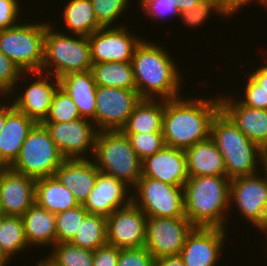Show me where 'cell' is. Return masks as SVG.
<instances>
[{
	"mask_svg": "<svg viewBox=\"0 0 267 266\" xmlns=\"http://www.w3.org/2000/svg\"><path fill=\"white\" fill-rule=\"evenodd\" d=\"M220 111L219 96L213 99L164 100L162 133L165 146L186 150L210 137L213 118Z\"/></svg>",
	"mask_w": 267,
	"mask_h": 266,
	"instance_id": "obj_1",
	"label": "cell"
},
{
	"mask_svg": "<svg viewBox=\"0 0 267 266\" xmlns=\"http://www.w3.org/2000/svg\"><path fill=\"white\" fill-rule=\"evenodd\" d=\"M155 44L145 39L135 48L131 62L136 90L141 99L179 97L183 80L180 69L168 50Z\"/></svg>",
	"mask_w": 267,
	"mask_h": 266,
	"instance_id": "obj_2",
	"label": "cell"
},
{
	"mask_svg": "<svg viewBox=\"0 0 267 266\" xmlns=\"http://www.w3.org/2000/svg\"><path fill=\"white\" fill-rule=\"evenodd\" d=\"M230 182L227 176L189 177L184 189V211L195 227L226 229L230 205Z\"/></svg>",
	"mask_w": 267,
	"mask_h": 266,
	"instance_id": "obj_3",
	"label": "cell"
},
{
	"mask_svg": "<svg viewBox=\"0 0 267 266\" xmlns=\"http://www.w3.org/2000/svg\"><path fill=\"white\" fill-rule=\"evenodd\" d=\"M210 137L223 156L226 176L230 180L263 171L259 169L262 165L261 148L250 141L221 110L212 120Z\"/></svg>",
	"mask_w": 267,
	"mask_h": 266,
	"instance_id": "obj_4",
	"label": "cell"
},
{
	"mask_svg": "<svg viewBox=\"0 0 267 266\" xmlns=\"http://www.w3.org/2000/svg\"><path fill=\"white\" fill-rule=\"evenodd\" d=\"M92 157L100 172L125 182L131 189L142 176V161L122 130L98 131Z\"/></svg>",
	"mask_w": 267,
	"mask_h": 266,
	"instance_id": "obj_5",
	"label": "cell"
},
{
	"mask_svg": "<svg viewBox=\"0 0 267 266\" xmlns=\"http://www.w3.org/2000/svg\"><path fill=\"white\" fill-rule=\"evenodd\" d=\"M53 27L51 22L46 27L41 72L59 79L68 73L91 70L93 63L88 36H69Z\"/></svg>",
	"mask_w": 267,
	"mask_h": 266,
	"instance_id": "obj_6",
	"label": "cell"
},
{
	"mask_svg": "<svg viewBox=\"0 0 267 266\" xmlns=\"http://www.w3.org/2000/svg\"><path fill=\"white\" fill-rule=\"evenodd\" d=\"M48 24V21H29L0 31V51L22 72L41 71L44 61V37Z\"/></svg>",
	"mask_w": 267,
	"mask_h": 266,
	"instance_id": "obj_7",
	"label": "cell"
},
{
	"mask_svg": "<svg viewBox=\"0 0 267 266\" xmlns=\"http://www.w3.org/2000/svg\"><path fill=\"white\" fill-rule=\"evenodd\" d=\"M65 157L51 139L42 123H36L20 149L16 160L9 166L13 171L37 180L53 176Z\"/></svg>",
	"mask_w": 267,
	"mask_h": 266,
	"instance_id": "obj_8",
	"label": "cell"
},
{
	"mask_svg": "<svg viewBox=\"0 0 267 266\" xmlns=\"http://www.w3.org/2000/svg\"><path fill=\"white\" fill-rule=\"evenodd\" d=\"M132 189H135L132 192V203L139 207L147 218L186 217L183 187L141 176Z\"/></svg>",
	"mask_w": 267,
	"mask_h": 266,
	"instance_id": "obj_9",
	"label": "cell"
},
{
	"mask_svg": "<svg viewBox=\"0 0 267 266\" xmlns=\"http://www.w3.org/2000/svg\"><path fill=\"white\" fill-rule=\"evenodd\" d=\"M263 171V176L256 173L230 182V205L235 203L244 219L257 230L267 227V173Z\"/></svg>",
	"mask_w": 267,
	"mask_h": 266,
	"instance_id": "obj_10",
	"label": "cell"
},
{
	"mask_svg": "<svg viewBox=\"0 0 267 266\" xmlns=\"http://www.w3.org/2000/svg\"><path fill=\"white\" fill-rule=\"evenodd\" d=\"M140 100L136 89L97 86L92 122L98 131L121 130Z\"/></svg>",
	"mask_w": 267,
	"mask_h": 266,
	"instance_id": "obj_11",
	"label": "cell"
},
{
	"mask_svg": "<svg viewBox=\"0 0 267 266\" xmlns=\"http://www.w3.org/2000/svg\"><path fill=\"white\" fill-rule=\"evenodd\" d=\"M194 227L187 217L147 218L144 247L155 259L179 255Z\"/></svg>",
	"mask_w": 267,
	"mask_h": 266,
	"instance_id": "obj_12",
	"label": "cell"
},
{
	"mask_svg": "<svg viewBox=\"0 0 267 266\" xmlns=\"http://www.w3.org/2000/svg\"><path fill=\"white\" fill-rule=\"evenodd\" d=\"M65 159L89 158L94 154L98 130L91 120L79 118L70 122H42ZM90 150V151H89Z\"/></svg>",
	"mask_w": 267,
	"mask_h": 266,
	"instance_id": "obj_13",
	"label": "cell"
},
{
	"mask_svg": "<svg viewBox=\"0 0 267 266\" xmlns=\"http://www.w3.org/2000/svg\"><path fill=\"white\" fill-rule=\"evenodd\" d=\"M123 25L102 27L88 36L92 63L132 60L135 48L143 39L128 32V27Z\"/></svg>",
	"mask_w": 267,
	"mask_h": 266,
	"instance_id": "obj_14",
	"label": "cell"
},
{
	"mask_svg": "<svg viewBox=\"0 0 267 266\" xmlns=\"http://www.w3.org/2000/svg\"><path fill=\"white\" fill-rule=\"evenodd\" d=\"M147 216L133 203L115 210L106 218L107 244L117 248L145 245Z\"/></svg>",
	"mask_w": 267,
	"mask_h": 266,
	"instance_id": "obj_15",
	"label": "cell"
},
{
	"mask_svg": "<svg viewBox=\"0 0 267 266\" xmlns=\"http://www.w3.org/2000/svg\"><path fill=\"white\" fill-rule=\"evenodd\" d=\"M227 231L216 227H194L180 252L185 266H217Z\"/></svg>",
	"mask_w": 267,
	"mask_h": 266,
	"instance_id": "obj_16",
	"label": "cell"
},
{
	"mask_svg": "<svg viewBox=\"0 0 267 266\" xmlns=\"http://www.w3.org/2000/svg\"><path fill=\"white\" fill-rule=\"evenodd\" d=\"M29 74L36 79L32 80L23 92L19 93L18 89V93H15L17 96L12 102L17 110L36 123H42L49 113L53 95L60 86L59 79L41 71Z\"/></svg>",
	"mask_w": 267,
	"mask_h": 266,
	"instance_id": "obj_17",
	"label": "cell"
},
{
	"mask_svg": "<svg viewBox=\"0 0 267 266\" xmlns=\"http://www.w3.org/2000/svg\"><path fill=\"white\" fill-rule=\"evenodd\" d=\"M129 190L131 191L129 192ZM131 203V187L111 175L99 172L95 187L89 193L83 206L89 214L107 218L115 210L124 208Z\"/></svg>",
	"mask_w": 267,
	"mask_h": 266,
	"instance_id": "obj_18",
	"label": "cell"
},
{
	"mask_svg": "<svg viewBox=\"0 0 267 266\" xmlns=\"http://www.w3.org/2000/svg\"><path fill=\"white\" fill-rule=\"evenodd\" d=\"M36 180L0 167V200L6 216L21 217L35 203Z\"/></svg>",
	"mask_w": 267,
	"mask_h": 266,
	"instance_id": "obj_19",
	"label": "cell"
},
{
	"mask_svg": "<svg viewBox=\"0 0 267 266\" xmlns=\"http://www.w3.org/2000/svg\"><path fill=\"white\" fill-rule=\"evenodd\" d=\"M142 176L184 187L189 178L184 150L164 146L141 162Z\"/></svg>",
	"mask_w": 267,
	"mask_h": 266,
	"instance_id": "obj_20",
	"label": "cell"
},
{
	"mask_svg": "<svg viewBox=\"0 0 267 266\" xmlns=\"http://www.w3.org/2000/svg\"><path fill=\"white\" fill-rule=\"evenodd\" d=\"M219 100L220 110L250 141L262 148L267 143V110L245 106L231 95L219 96Z\"/></svg>",
	"mask_w": 267,
	"mask_h": 266,
	"instance_id": "obj_21",
	"label": "cell"
},
{
	"mask_svg": "<svg viewBox=\"0 0 267 266\" xmlns=\"http://www.w3.org/2000/svg\"><path fill=\"white\" fill-rule=\"evenodd\" d=\"M36 122L17 110L13 102L7 104V117L0 132V167H9Z\"/></svg>",
	"mask_w": 267,
	"mask_h": 266,
	"instance_id": "obj_22",
	"label": "cell"
},
{
	"mask_svg": "<svg viewBox=\"0 0 267 266\" xmlns=\"http://www.w3.org/2000/svg\"><path fill=\"white\" fill-rule=\"evenodd\" d=\"M99 172L92 158H76L65 159L54 176L73 193L79 204H84L95 187Z\"/></svg>",
	"mask_w": 267,
	"mask_h": 266,
	"instance_id": "obj_23",
	"label": "cell"
},
{
	"mask_svg": "<svg viewBox=\"0 0 267 266\" xmlns=\"http://www.w3.org/2000/svg\"><path fill=\"white\" fill-rule=\"evenodd\" d=\"M64 89L77 105L81 118L93 120L96 110V82L92 70L72 72L59 78Z\"/></svg>",
	"mask_w": 267,
	"mask_h": 266,
	"instance_id": "obj_24",
	"label": "cell"
},
{
	"mask_svg": "<svg viewBox=\"0 0 267 266\" xmlns=\"http://www.w3.org/2000/svg\"><path fill=\"white\" fill-rule=\"evenodd\" d=\"M189 177L226 176L224 159L209 137L185 150Z\"/></svg>",
	"mask_w": 267,
	"mask_h": 266,
	"instance_id": "obj_25",
	"label": "cell"
},
{
	"mask_svg": "<svg viewBox=\"0 0 267 266\" xmlns=\"http://www.w3.org/2000/svg\"><path fill=\"white\" fill-rule=\"evenodd\" d=\"M29 246L53 247L56 244L55 214L34 203L21 216Z\"/></svg>",
	"mask_w": 267,
	"mask_h": 266,
	"instance_id": "obj_26",
	"label": "cell"
},
{
	"mask_svg": "<svg viewBox=\"0 0 267 266\" xmlns=\"http://www.w3.org/2000/svg\"><path fill=\"white\" fill-rule=\"evenodd\" d=\"M35 203L54 214L80 205L73 193L54 175L36 180Z\"/></svg>",
	"mask_w": 267,
	"mask_h": 266,
	"instance_id": "obj_27",
	"label": "cell"
},
{
	"mask_svg": "<svg viewBox=\"0 0 267 266\" xmlns=\"http://www.w3.org/2000/svg\"><path fill=\"white\" fill-rule=\"evenodd\" d=\"M164 100L141 99L134 107L124 127V133L162 132Z\"/></svg>",
	"mask_w": 267,
	"mask_h": 266,
	"instance_id": "obj_28",
	"label": "cell"
},
{
	"mask_svg": "<svg viewBox=\"0 0 267 266\" xmlns=\"http://www.w3.org/2000/svg\"><path fill=\"white\" fill-rule=\"evenodd\" d=\"M62 12L67 34L90 36L102 28L95 17L91 0H70Z\"/></svg>",
	"mask_w": 267,
	"mask_h": 266,
	"instance_id": "obj_29",
	"label": "cell"
},
{
	"mask_svg": "<svg viewBox=\"0 0 267 266\" xmlns=\"http://www.w3.org/2000/svg\"><path fill=\"white\" fill-rule=\"evenodd\" d=\"M91 70L97 86L136 89L131 61L93 63Z\"/></svg>",
	"mask_w": 267,
	"mask_h": 266,
	"instance_id": "obj_30",
	"label": "cell"
},
{
	"mask_svg": "<svg viewBox=\"0 0 267 266\" xmlns=\"http://www.w3.org/2000/svg\"><path fill=\"white\" fill-rule=\"evenodd\" d=\"M70 243L95 251L107 244L106 217L88 214Z\"/></svg>",
	"mask_w": 267,
	"mask_h": 266,
	"instance_id": "obj_31",
	"label": "cell"
},
{
	"mask_svg": "<svg viewBox=\"0 0 267 266\" xmlns=\"http://www.w3.org/2000/svg\"><path fill=\"white\" fill-rule=\"evenodd\" d=\"M28 248L31 247L25 237L22 217L5 215L0 226V250L11 260Z\"/></svg>",
	"mask_w": 267,
	"mask_h": 266,
	"instance_id": "obj_32",
	"label": "cell"
},
{
	"mask_svg": "<svg viewBox=\"0 0 267 266\" xmlns=\"http://www.w3.org/2000/svg\"><path fill=\"white\" fill-rule=\"evenodd\" d=\"M94 251L70 242L56 243L47 258L56 266H93Z\"/></svg>",
	"mask_w": 267,
	"mask_h": 266,
	"instance_id": "obj_33",
	"label": "cell"
},
{
	"mask_svg": "<svg viewBox=\"0 0 267 266\" xmlns=\"http://www.w3.org/2000/svg\"><path fill=\"white\" fill-rule=\"evenodd\" d=\"M88 211L83 204L55 214L56 243L70 242Z\"/></svg>",
	"mask_w": 267,
	"mask_h": 266,
	"instance_id": "obj_34",
	"label": "cell"
},
{
	"mask_svg": "<svg viewBox=\"0 0 267 266\" xmlns=\"http://www.w3.org/2000/svg\"><path fill=\"white\" fill-rule=\"evenodd\" d=\"M81 118L77 105L60 86L53 95L50 110L43 122H70Z\"/></svg>",
	"mask_w": 267,
	"mask_h": 266,
	"instance_id": "obj_35",
	"label": "cell"
},
{
	"mask_svg": "<svg viewBox=\"0 0 267 266\" xmlns=\"http://www.w3.org/2000/svg\"><path fill=\"white\" fill-rule=\"evenodd\" d=\"M92 8L98 23L102 27H114L117 18L121 17L123 12L129 6V0H91Z\"/></svg>",
	"mask_w": 267,
	"mask_h": 266,
	"instance_id": "obj_36",
	"label": "cell"
},
{
	"mask_svg": "<svg viewBox=\"0 0 267 266\" xmlns=\"http://www.w3.org/2000/svg\"><path fill=\"white\" fill-rule=\"evenodd\" d=\"M137 156L142 161L165 146L163 133H125Z\"/></svg>",
	"mask_w": 267,
	"mask_h": 266,
	"instance_id": "obj_37",
	"label": "cell"
},
{
	"mask_svg": "<svg viewBox=\"0 0 267 266\" xmlns=\"http://www.w3.org/2000/svg\"><path fill=\"white\" fill-rule=\"evenodd\" d=\"M28 72H22L21 69L7 56L0 51V95L9 101L8 95L13 96L16 84L23 79ZM22 77V78H21ZM17 82V83H16ZM16 86V87H15ZM4 96V97H3Z\"/></svg>",
	"mask_w": 267,
	"mask_h": 266,
	"instance_id": "obj_38",
	"label": "cell"
},
{
	"mask_svg": "<svg viewBox=\"0 0 267 266\" xmlns=\"http://www.w3.org/2000/svg\"><path fill=\"white\" fill-rule=\"evenodd\" d=\"M211 11L225 19L226 15L223 12L219 0H200L193 8L188 11H183L180 13V18L183 20L187 26L193 28L202 25L206 18L210 17Z\"/></svg>",
	"mask_w": 267,
	"mask_h": 266,
	"instance_id": "obj_39",
	"label": "cell"
},
{
	"mask_svg": "<svg viewBox=\"0 0 267 266\" xmlns=\"http://www.w3.org/2000/svg\"><path fill=\"white\" fill-rule=\"evenodd\" d=\"M141 5L142 11L147 17L154 19H165L169 15L180 16V12L177 8V0H138ZM164 17V18H163Z\"/></svg>",
	"mask_w": 267,
	"mask_h": 266,
	"instance_id": "obj_40",
	"label": "cell"
},
{
	"mask_svg": "<svg viewBox=\"0 0 267 266\" xmlns=\"http://www.w3.org/2000/svg\"><path fill=\"white\" fill-rule=\"evenodd\" d=\"M117 266H155V258L145 247L122 248Z\"/></svg>",
	"mask_w": 267,
	"mask_h": 266,
	"instance_id": "obj_41",
	"label": "cell"
},
{
	"mask_svg": "<svg viewBox=\"0 0 267 266\" xmlns=\"http://www.w3.org/2000/svg\"><path fill=\"white\" fill-rule=\"evenodd\" d=\"M246 77L248 80L244 87L245 95L243 94V99L241 98L239 102L251 108L267 110V92L249 75Z\"/></svg>",
	"mask_w": 267,
	"mask_h": 266,
	"instance_id": "obj_42",
	"label": "cell"
},
{
	"mask_svg": "<svg viewBox=\"0 0 267 266\" xmlns=\"http://www.w3.org/2000/svg\"><path fill=\"white\" fill-rule=\"evenodd\" d=\"M18 0H0V31L17 26L20 22ZM18 21V23H17Z\"/></svg>",
	"mask_w": 267,
	"mask_h": 266,
	"instance_id": "obj_43",
	"label": "cell"
},
{
	"mask_svg": "<svg viewBox=\"0 0 267 266\" xmlns=\"http://www.w3.org/2000/svg\"><path fill=\"white\" fill-rule=\"evenodd\" d=\"M120 248L106 244L94 251L93 266H117Z\"/></svg>",
	"mask_w": 267,
	"mask_h": 266,
	"instance_id": "obj_44",
	"label": "cell"
},
{
	"mask_svg": "<svg viewBox=\"0 0 267 266\" xmlns=\"http://www.w3.org/2000/svg\"><path fill=\"white\" fill-rule=\"evenodd\" d=\"M221 8L223 12L225 13L226 17H231L238 12L242 8V6H246L247 4L253 2L254 0H219ZM260 3V5H263L267 8V0H256ZM267 10V9H266Z\"/></svg>",
	"mask_w": 267,
	"mask_h": 266,
	"instance_id": "obj_45",
	"label": "cell"
},
{
	"mask_svg": "<svg viewBox=\"0 0 267 266\" xmlns=\"http://www.w3.org/2000/svg\"><path fill=\"white\" fill-rule=\"evenodd\" d=\"M248 75L267 92V65L249 72Z\"/></svg>",
	"mask_w": 267,
	"mask_h": 266,
	"instance_id": "obj_46",
	"label": "cell"
},
{
	"mask_svg": "<svg viewBox=\"0 0 267 266\" xmlns=\"http://www.w3.org/2000/svg\"><path fill=\"white\" fill-rule=\"evenodd\" d=\"M155 266H185V265L180 255H171L155 259Z\"/></svg>",
	"mask_w": 267,
	"mask_h": 266,
	"instance_id": "obj_47",
	"label": "cell"
},
{
	"mask_svg": "<svg viewBox=\"0 0 267 266\" xmlns=\"http://www.w3.org/2000/svg\"><path fill=\"white\" fill-rule=\"evenodd\" d=\"M200 0H177L176 5L179 12L188 11L195 6Z\"/></svg>",
	"mask_w": 267,
	"mask_h": 266,
	"instance_id": "obj_48",
	"label": "cell"
},
{
	"mask_svg": "<svg viewBox=\"0 0 267 266\" xmlns=\"http://www.w3.org/2000/svg\"><path fill=\"white\" fill-rule=\"evenodd\" d=\"M3 104H2V102L0 104V132L4 126V123H5V120L7 117V102H6V104L3 102Z\"/></svg>",
	"mask_w": 267,
	"mask_h": 266,
	"instance_id": "obj_49",
	"label": "cell"
},
{
	"mask_svg": "<svg viewBox=\"0 0 267 266\" xmlns=\"http://www.w3.org/2000/svg\"><path fill=\"white\" fill-rule=\"evenodd\" d=\"M36 266H56L52 261H50L47 257L42 258L37 261Z\"/></svg>",
	"mask_w": 267,
	"mask_h": 266,
	"instance_id": "obj_50",
	"label": "cell"
},
{
	"mask_svg": "<svg viewBox=\"0 0 267 266\" xmlns=\"http://www.w3.org/2000/svg\"><path fill=\"white\" fill-rule=\"evenodd\" d=\"M262 151V168L267 165V143L261 148Z\"/></svg>",
	"mask_w": 267,
	"mask_h": 266,
	"instance_id": "obj_51",
	"label": "cell"
},
{
	"mask_svg": "<svg viewBox=\"0 0 267 266\" xmlns=\"http://www.w3.org/2000/svg\"><path fill=\"white\" fill-rule=\"evenodd\" d=\"M9 261L7 256L0 250V266H6L9 264Z\"/></svg>",
	"mask_w": 267,
	"mask_h": 266,
	"instance_id": "obj_52",
	"label": "cell"
},
{
	"mask_svg": "<svg viewBox=\"0 0 267 266\" xmlns=\"http://www.w3.org/2000/svg\"><path fill=\"white\" fill-rule=\"evenodd\" d=\"M258 231H260V233H261V231L262 232H264L265 233V238H266V240H267V227L266 228H263V229H260V230H258ZM267 242V241H266ZM266 250H267V246H266ZM267 252V251H266Z\"/></svg>",
	"mask_w": 267,
	"mask_h": 266,
	"instance_id": "obj_53",
	"label": "cell"
},
{
	"mask_svg": "<svg viewBox=\"0 0 267 266\" xmlns=\"http://www.w3.org/2000/svg\"><path fill=\"white\" fill-rule=\"evenodd\" d=\"M4 217H5V214L4 213H0V226L2 225Z\"/></svg>",
	"mask_w": 267,
	"mask_h": 266,
	"instance_id": "obj_54",
	"label": "cell"
},
{
	"mask_svg": "<svg viewBox=\"0 0 267 266\" xmlns=\"http://www.w3.org/2000/svg\"><path fill=\"white\" fill-rule=\"evenodd\" d=\"M0 213H3L2 205H1V200H0Z\"/></svg>",
	"mask_w": 267,
	"mask_h": 266,
	"instance_id": "obj_55",
	"label": "cell"
},
{
	"mask_svg": "<svg viewBox=\"0 0 267 266\" xmlns=\"http://www.w3.org/2000/svg\"><path fill=\"white\" fill-rule=\"evenodd\" d=\"M263 169H265L266 173H267V165L265 167H263Z\"/></svg>",
	"mask_w": 267,
	"mask_h": 266,
	"instance_id": "obj_56",
	"label": "cell"
}]
</instances>
